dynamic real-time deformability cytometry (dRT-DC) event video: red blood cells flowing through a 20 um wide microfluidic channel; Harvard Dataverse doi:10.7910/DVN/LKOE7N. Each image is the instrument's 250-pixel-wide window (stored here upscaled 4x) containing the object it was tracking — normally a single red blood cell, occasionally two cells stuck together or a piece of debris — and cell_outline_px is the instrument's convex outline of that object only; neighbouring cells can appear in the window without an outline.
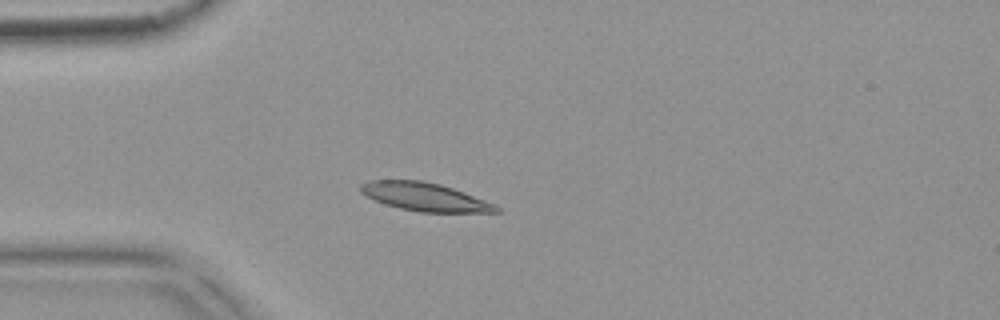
{"species": "common noctule bat (a hibernating species)", "species_latin": "Nyctalus noctula", "temperature_condition": "warm", "stored_images_in_passage": 3, "camera_frame_rate_fps": 3000, "um_per_image_px": 0.085, "animal": {"sex": "female", "body_mass_g": 18.4}, "frame": {"image": 1, "passage_image": 2, "time_ms": 0.333, "image_size_px": [1000, 320], "cell_outline_px": [[504, 212], [420, 212], [400, 208], [384, 204], [360, 192], [360, 184], [368, 180], [420, 180], [440, 184], [464, 192], [496, 204]], "centroid_in_image_um": [36.13, 16.73], "position_along_channel_um": 48.9, "area_um2": 22.31}}